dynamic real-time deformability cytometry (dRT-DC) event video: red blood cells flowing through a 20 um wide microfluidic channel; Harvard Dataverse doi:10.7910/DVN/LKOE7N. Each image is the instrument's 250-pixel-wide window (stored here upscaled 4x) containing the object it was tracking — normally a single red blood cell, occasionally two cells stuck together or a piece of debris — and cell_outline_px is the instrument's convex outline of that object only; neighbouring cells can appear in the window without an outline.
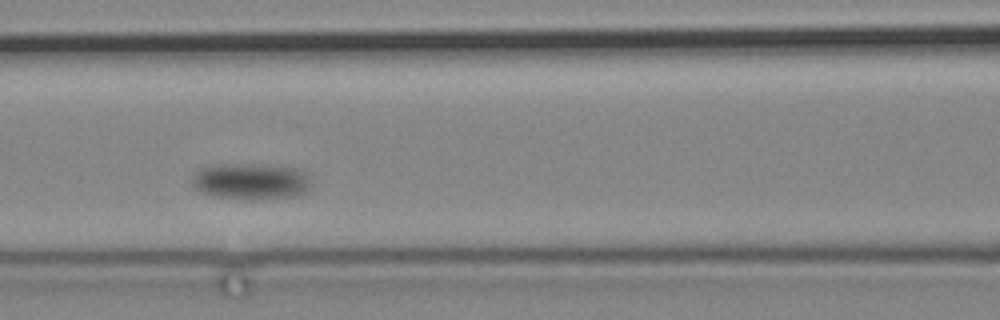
{"species": "common noctule bat (a hibernating species)", "species_latin": "Nyctalus noctula", "temperature_condition": "cold", "stored_images_in_passage": 4, "camera_frame_rate_fps": 3000, "um_per_image_px": 0.085, "animal": {"sex": "male", "body_mass_g": 19.2, "forearm_length_mm": 51.8}, "frame": {"image": 1, "passage_image": 3, "time_ms": 3.333, "image_size_px": [1000, 320], "cell_outline_px": [[312, 188], [308, 192], [296, 196], [244, 200], [212, 196], [200, 192], [192, 188], [192, 176], [200, 168], [216, 164], [256, 164], [300, 168], [312, 180]], "centroid_in_image_um": [21.34, 15.42], "position_along_channel_um": 145.3, "area_um2": 25.89}}